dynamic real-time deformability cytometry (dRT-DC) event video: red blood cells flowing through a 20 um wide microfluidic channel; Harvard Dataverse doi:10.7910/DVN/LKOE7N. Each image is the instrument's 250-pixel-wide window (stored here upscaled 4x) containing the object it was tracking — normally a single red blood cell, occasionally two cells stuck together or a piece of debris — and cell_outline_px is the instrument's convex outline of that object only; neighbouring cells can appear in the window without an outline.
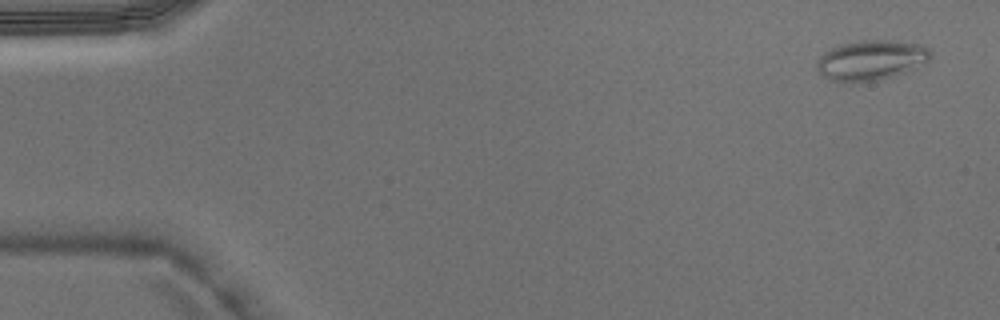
{"species": "Egyptian fruit bat (a non-hibernating species)", "species_latin": "Rousettus aegyptiacus", "temperature_condition": "warm", "stored_images_in_passage": 3, "camera_frame_rate_fps": 3000, "um_per_image_px": 0.085, "animal": {"sex": "male"}, "frame": {"image": 1, "passage_image": 1, "time_ms": 0.0, "image_size_px": [1000, 320], "cell_outline_px": [[932, 56], [928, 60], [916, 68], [892, 76], [876, 80], [840, 84], [824, 76], [816, 68], [816, 64], [820, 56], [828, 48], [840, 44], [856, 40], [896, 40], [924, 44], [932, 52]], "centroid_in_image_um": [74.03, 5.1], "position_along_channel_um": 11.0, "area_um2": 27.05}}